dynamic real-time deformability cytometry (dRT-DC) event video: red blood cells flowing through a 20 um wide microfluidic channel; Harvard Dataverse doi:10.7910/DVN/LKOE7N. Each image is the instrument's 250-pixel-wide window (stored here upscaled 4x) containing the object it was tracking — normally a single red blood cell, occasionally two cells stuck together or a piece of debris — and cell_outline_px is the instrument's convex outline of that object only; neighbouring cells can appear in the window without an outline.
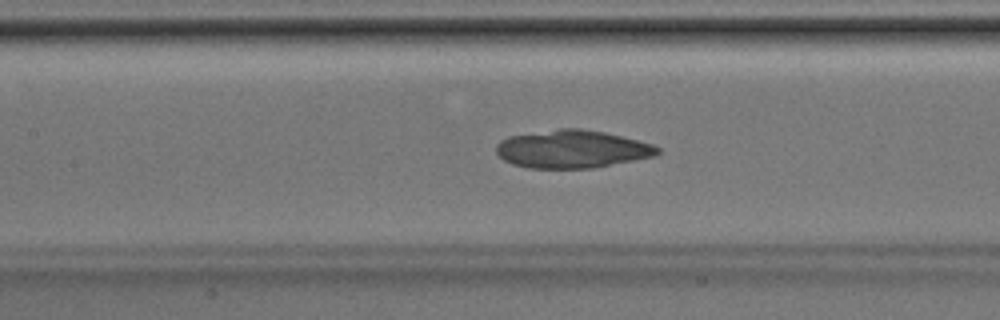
{"species": "Egyptian fruit bat (a non-hibernating species)", "species_latin": "Rousettus aegyptiacus", "temperature_condition": "room temperature", "stored_images_in_passage": 42, "camera_frame_rate_fps": 3000, "um_per_image_px": 0.085, "animal": {"sex": "male"}, "frame": {"image": 1, "passage_image": 19, "time_ms": 6.0, "image_size_px": [1000, 320], "cell_outline_px": [[660, 152], [656, 156], [592, 168], [528, 168], [512, 164], [504, 160], [496, 152], [496, 144], [500, 140], [508, 136], [560, 128], [580, 128], [604, 132], [652, 144], [660, 148]], "centroid_in_image_um": [48.61, 12.67], "position_along_channel_um": 158.8, "area_um2": 35.6}}
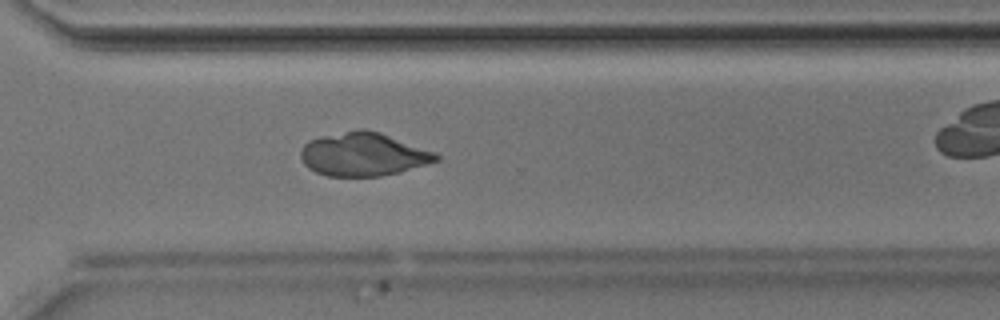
{"frame": {"image": 2, "passage_image": 30, "time_ms": 9.667, "image_size_px": [1000, 320], "cell_outline_px": [[440, 160], [428, 164], [400, 172], [380, 176], [328, 176], [316, 172], [308, 168], [304, 164], [300, 156], [300, 148], [308, 140], [320, 136], [356, 128], [364, 128], [380, 132], [436, 152], [440, 156]], "centroid_in_image_um": [30.87, 13.1], "position_along_channel_um": 339.7, "area_um2": 34.68}}